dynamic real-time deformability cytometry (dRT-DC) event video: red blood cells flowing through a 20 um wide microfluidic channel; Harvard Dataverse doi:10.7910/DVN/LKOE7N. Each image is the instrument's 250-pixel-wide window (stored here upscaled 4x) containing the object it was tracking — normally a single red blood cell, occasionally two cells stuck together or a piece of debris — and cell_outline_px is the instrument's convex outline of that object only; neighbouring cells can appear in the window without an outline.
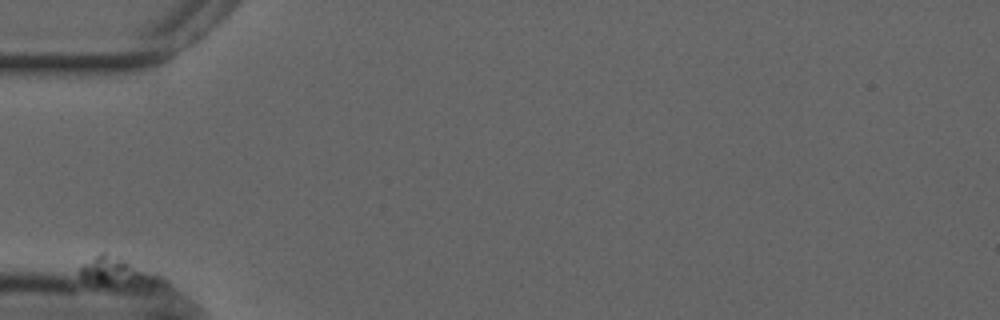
{"species": "common noctule bat (a hibernating species)", "species_latin": "Nyctalus noctula", "temperature_condition": "cold", "stored_images_in_passage": 18, "camera_frame_rate_fps": 3000, "um_per_image_px": 0.085, "animal": {"sex": "male", "forearm_length_mm": 52.5}, "frame": {"image": 1, "passage_image": 1, "time_ms": 0.0, "image_size_px": [1000, 320], "cell_outline_px": [[168, 284], [148, 284], [84, 280], [80, 276], [80, 264], [100, 252], [104, 252], [124, 260], [160, 276]], "centroid_in_image_um": [9.89, 23.03], "position_along_channel_um": 75.1, "area_um2": 12.02}}